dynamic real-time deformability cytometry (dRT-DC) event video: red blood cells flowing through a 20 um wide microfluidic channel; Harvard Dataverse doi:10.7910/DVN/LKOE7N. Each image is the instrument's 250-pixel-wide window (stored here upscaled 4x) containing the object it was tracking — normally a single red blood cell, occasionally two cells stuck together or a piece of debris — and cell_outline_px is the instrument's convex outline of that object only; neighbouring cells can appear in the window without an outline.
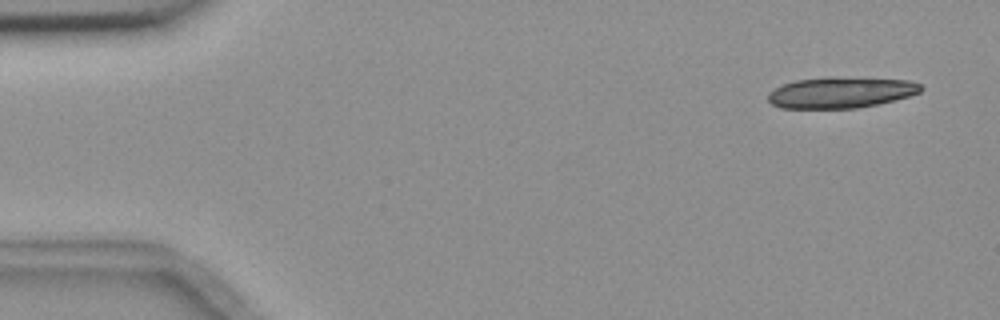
{"species": "common noctule bat (a hibernating species)", "species_latin": "Nyctalus noctula", "temperature_condition": "room temperature", "stored_images_in_passage": 8, "camera_frame_rate_fps": 3000, "um_per_image_px": 0.085, "animal": {"sex": "female", "body_mass_g": 18.4}, "frame": {"image": 1, "passage_image": 1, "time_ms": 0.0, "image_size_px": [1000, 320], "cell_outline_px": [[924, 88], [920, 92], [908, 96], [880, 104], [856, 108], [780, 108], [772, 104], [768, 100], [768, 92], [784, 84], [796, 80], [828, 76], [832, 76], [908, 80], [920, 84]], "centroid_in_image_um": [71.47, 7.85], "position_along_channel_um": 13.5, "area_um2": 27.8}}
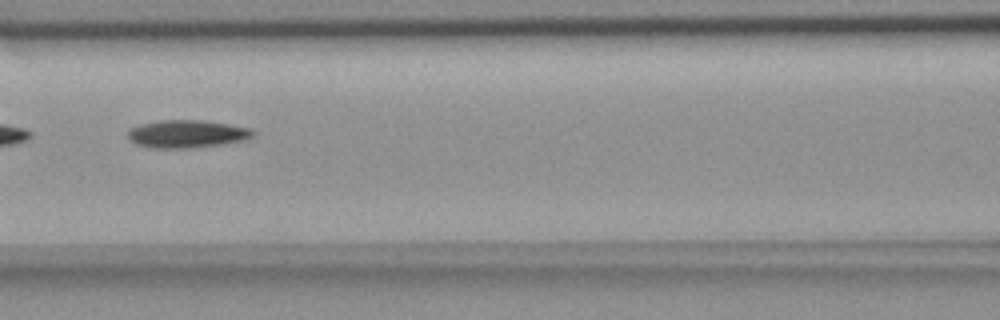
{"frame": {"image": 2, "passage_image": 7, "time_ms": 7.0, "image_size_px": [1000, 320], "cell_outline_px": [[252, 136], [240, 140], [220, 144], [188, 148], [148, 148], [136, 144], [128, 136], [128, 132], [132, 128], [144, 124], [164, 120], [200, 120], [228, 124], [248, 128], [252, 132]], "centroid_in_image_um": [15.83, 11.39], "position_along_channel_um": 150.8, "area_um2": 19.59}}
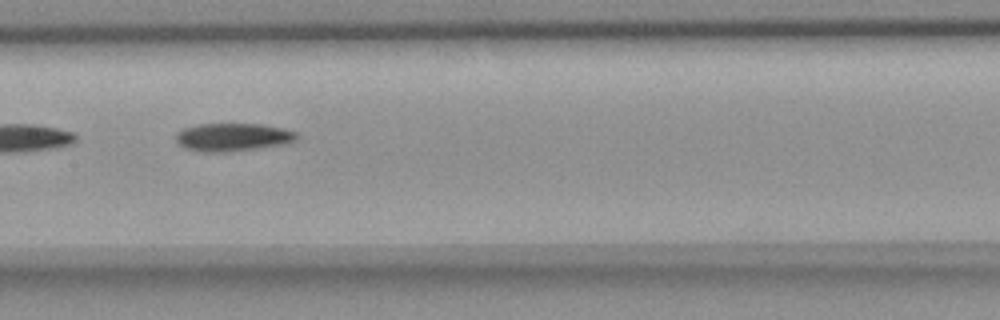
{"frame": {"image": 3, "passage_image": 8, "time_ms": 8.0, "image_size_px": [1000, 320], "cell_outline_px": [[300, 136], [296, 140], [284, 144], [260, 148], [228, 152], [200, 152], [184, 148], [176, 140], [176, 132], [184, 128], [196, 124], [260, 124], [280, 128], [296, 132]], "centroid_in_image_um": [19.77, 11.66], "position_along_channel_um": 187.6, "area_um2": 19.83}}